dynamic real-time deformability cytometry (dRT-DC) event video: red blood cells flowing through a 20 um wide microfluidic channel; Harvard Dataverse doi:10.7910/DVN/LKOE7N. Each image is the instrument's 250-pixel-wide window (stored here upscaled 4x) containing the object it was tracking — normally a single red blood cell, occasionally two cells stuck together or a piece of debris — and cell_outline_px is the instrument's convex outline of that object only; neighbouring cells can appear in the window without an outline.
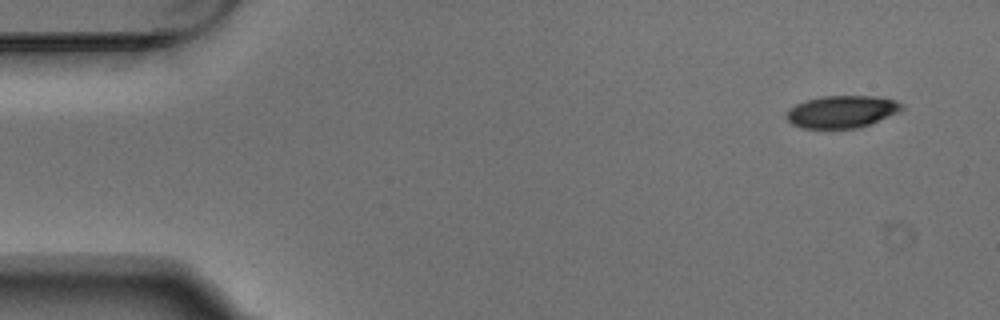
{"species": "Egyptian fruit bat (a non-hibernating species)", "species_latin": "Rousettus aegyptiacus", "temperature_condition": "warm", "stored_images_in_passage": 5, "segment_of_instrument_passage": [1, 2], "camera_frame_rate_fps": 3000, "um_per_image_px": 0.085, "animal": {"sex": "male"}, "frame": {"image": 1, "passage_image": 1, "time_ms": 0.0, "image_size_px": [1000, 320], "cell_outline_px": [[904, 108], [900, 112], [868, 124], [856, 128], [804, 128], [792, 124], [784, 116], [788, 108], [796, 104], [808, 100], [824, 96], [876, 96], [896, 100], [904, 104]], "centroid_in_image_um": [71.56, 9.48], "position_along_channel_um": 13.4, "area_um2": 21.68}}